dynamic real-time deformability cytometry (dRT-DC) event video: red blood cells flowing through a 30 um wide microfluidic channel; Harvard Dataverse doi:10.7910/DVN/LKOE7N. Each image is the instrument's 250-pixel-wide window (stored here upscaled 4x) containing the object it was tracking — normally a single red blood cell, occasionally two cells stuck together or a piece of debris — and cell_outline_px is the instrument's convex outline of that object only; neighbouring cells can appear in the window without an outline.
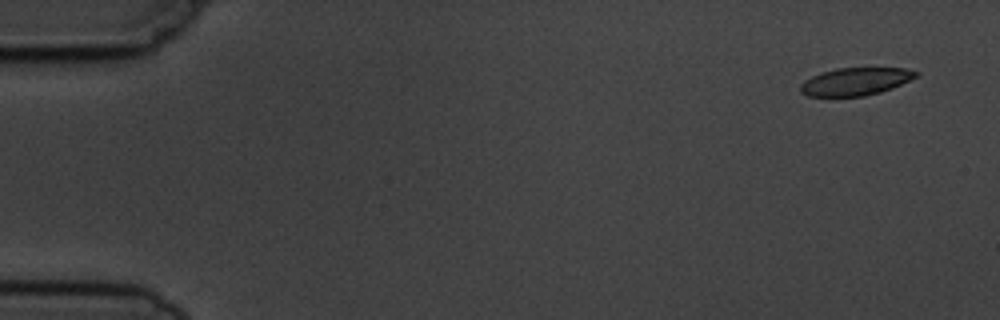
{"species": "common noctule bat (a hibernating species)", "species_latin": "Nyctalus noctula", "temperature_condition": "cold", "stored_images_in_passage": 4, "camera_frame_rate_fps": 3000, "um_per_image_px": 0.085, "animal": {"sex": "male", "body_mass_g": 19.5, "forearm_length_mm": 54.6}, "frame": {"image": 1, "passage_image": 1, "time_ms": 0.0, "image_size_px": [1000, 320], "cell_outline_px": [[920, 72], [916, 76], [892, 88], [880, 92], [864, 96], [808, 96], [800, 92], [800, 84], [804, 80], [812, 76], [836, 68], [904, 68]], "centroid_in_image_um": [72.69, 6.93], "position_along_channel_um": 12.3, "area_um2": 18.44}}
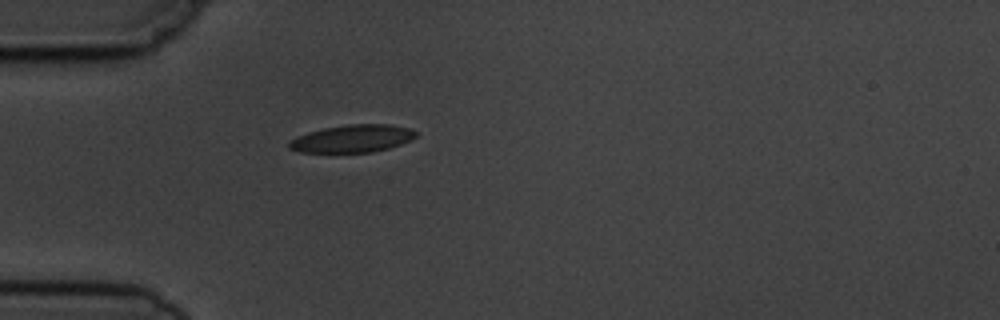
{"frame": {"image": 2, "passage_image": 4, "time_ms": 4.333, "image_size_px": [1000, 320], "cell_outline_px": [[416, 136], [412, 140], [388, 148], [372, 152], [300, 152], [288, 148], [288, 144], [296, 136], [308, 132], [324, 128], [348, 124], [388, 124], [408, 128], [416, 132]], "centroid_in_image_um": [29.94, 11.78], "position_along_channel_um": 55.1, "area_um2": 20.23}}